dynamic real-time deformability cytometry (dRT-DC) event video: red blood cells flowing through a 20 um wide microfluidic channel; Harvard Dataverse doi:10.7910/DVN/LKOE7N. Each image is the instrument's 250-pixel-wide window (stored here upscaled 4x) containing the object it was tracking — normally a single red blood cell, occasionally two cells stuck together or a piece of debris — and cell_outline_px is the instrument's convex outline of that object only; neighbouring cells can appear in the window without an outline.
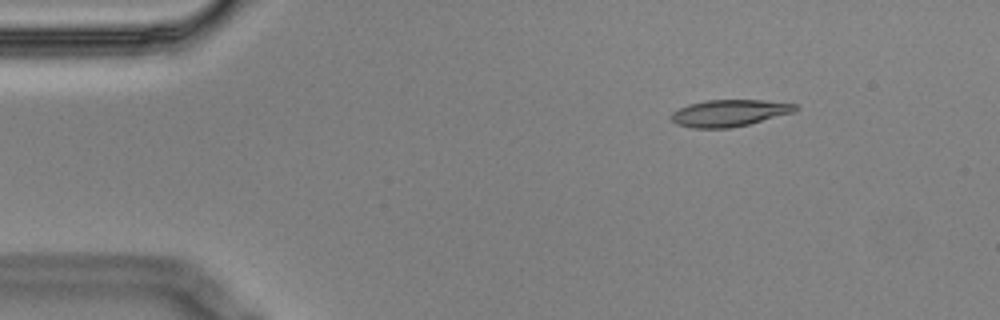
{"species": "Egyptian fruit bat (a non-hibernating species)", "species_latin": "Rousettus aegyptiacus", "temperature_condition": "cold", "stored_images_in_passage": 13, "camera_frame_rate_fps": 3000, "um_per_image_px": 0.085, "animal": {"sex": "male"}, "frame": {"image": 1, "passage_image": 1, "time_ms": 0.0, "image_size_px": [1000, 320], "cell_outline_px": [[800, 108], [792, 112], [748, 124], [732, 128], [692, 128], [676, 124], [668, 116], [672, 112], [688, 104], [704, 100], [760, 100], [796, 104]], "centroid_in_image_um": [61.93, 9.61], "position_along_channel_um": 23.1, "area_um2": 19.31}}
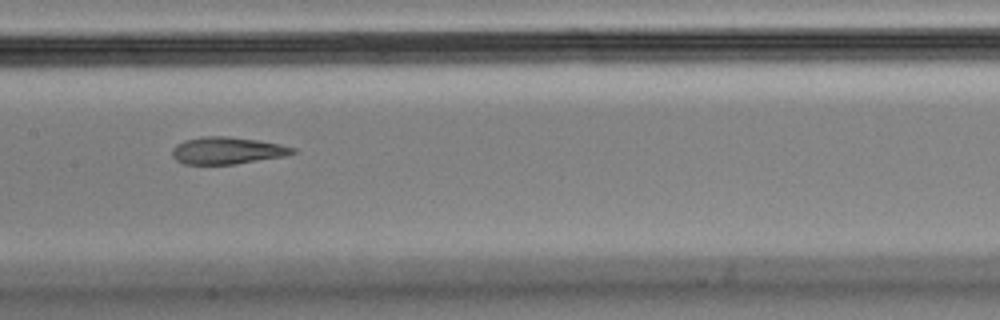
{"frame": {"image": 2, "passage_image": 6, "time_ms": 1.667, "image_size_px": [1000, 320], "cell_outline_px": [[296, 152], [284, 156], [232, 164], [184, 164], [176, 160], [172, 156], [172, 148], [176, 144], [184, 140], [200, 136], [228, 136], [256, 140], [280, 144], [296, 148]], "centroid_in_image_um": [19.26, 12.79], "position_along_channel_um": 188.1, "area_um2": 18.96}}
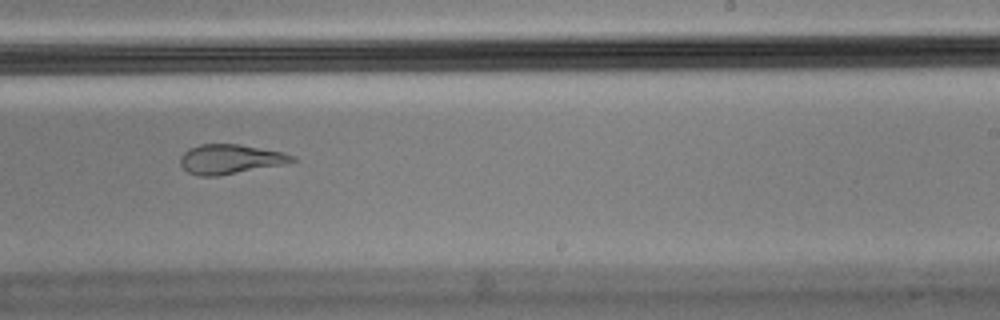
{"frame": {"image": 3, "passage_image": 8, "time_ms": 2.333, "image_size_px": [1000, 320], "cell_outline_px": [[296, 160], [284, 164], [216, 176], [200, 176], [188, 172], [180, 164], [180, 156], [188, 148], [200, 144], [240, 144], [284, 152], [296, 156]], "centroid_in_image_um": [19.56, 13.51], "position_along_channel_um": 269.4, "area_um2": 19.25}}